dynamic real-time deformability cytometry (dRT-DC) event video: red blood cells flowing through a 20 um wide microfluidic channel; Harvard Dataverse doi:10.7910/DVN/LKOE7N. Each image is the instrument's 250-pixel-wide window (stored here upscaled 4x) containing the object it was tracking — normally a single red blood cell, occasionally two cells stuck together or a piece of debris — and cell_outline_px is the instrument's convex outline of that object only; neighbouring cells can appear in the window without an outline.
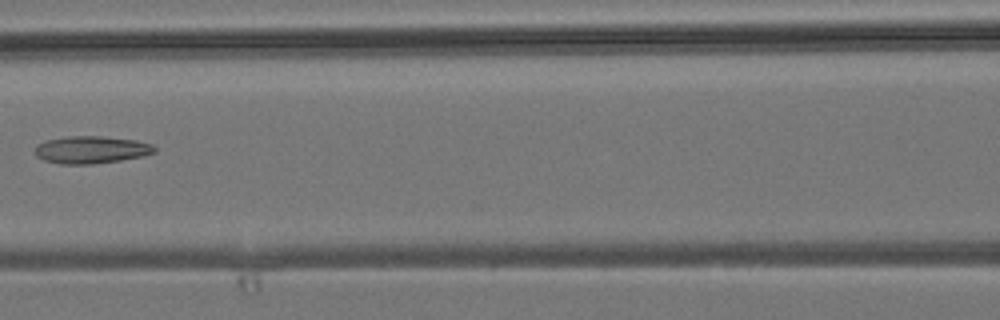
{"species": "common noctule bat (a hibernating species)", "species_latin": "Nyctalus noctula", "temperature_condition": "room temperature", "stored_images_in_passage": 7, "camera_frame_rate_fps": 3000, "um_per_image_px": 0.085, "animal": {"sex": "male", "body_mass_g": 19.2, "forearm_length_mm": 51.8}, "frame": {"image": 1, "passage_image": 6, "time_ms": 6.0, "image_size_px": [1000, 320], "cell_outline_px": [[156, 152], [144, 156], [120, 160], [92, 164], [60, 164], [44, 160], [36, 156], [36, 144], [48, 140], [68, 136], [100, 136], [136, 140], [152, 144], [156, 148]], "centroid_in_image_um": [7.77, 12.73], "position_along_channel_um": 158.8, "area_um2": 19.07}}
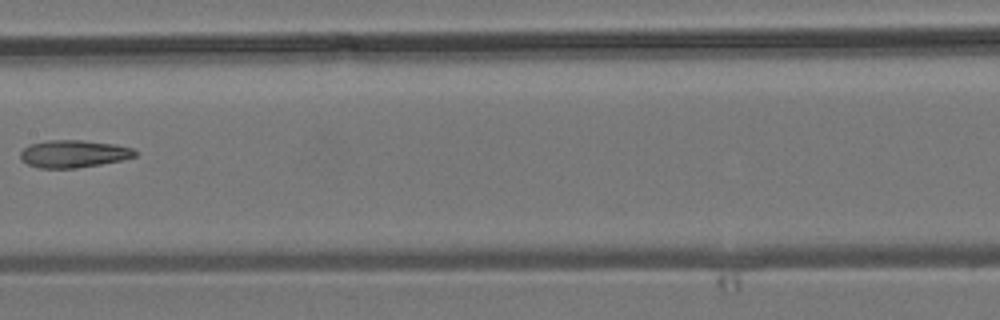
{"frame": {"image": 2, "passage_image": 7, "time_ms": 7.0, "image_size_px": [1000, 320], "cell_outline_px": [[136, 156], [120, 160], [100, 164], [76, 168], [40, 168], [28, 164], [20, 160], [20, 152], [24, 148], [32, 144], [48, 140], [80, 140], [116, 144], [132, 148], [136, 152]], "centroid_in_image_um": [6.24, 13.07], "position_along_channel_um": 201.2, "area_um2": 18.21}}